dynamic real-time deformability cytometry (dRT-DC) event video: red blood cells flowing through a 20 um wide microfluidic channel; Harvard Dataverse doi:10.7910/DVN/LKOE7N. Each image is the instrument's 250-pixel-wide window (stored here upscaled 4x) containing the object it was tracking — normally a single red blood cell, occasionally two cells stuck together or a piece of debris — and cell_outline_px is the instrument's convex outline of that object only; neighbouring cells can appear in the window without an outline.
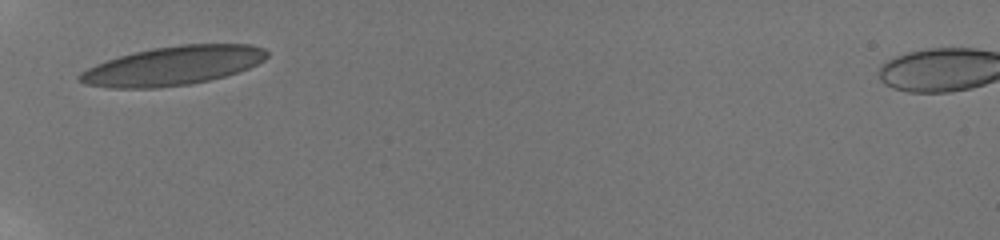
{"species": "human", "species_latin": "Homo sapiens", "temperature_condition": "room temperature", "stored_images_in_passage": 41, "camera_frame_rate_fps": 3000, "um_per_image_px": 0.085, "donor": {"sex": "male"}, "frame": {"image": 1, "passage_image": 1, "time_ms": 0.0, "image_size_px": [1000, 240], "cell_outline_px": [[268, 56], [264, 60], [248, 68], [224, 76], [192, 84], [160, 88], [108, 88], [84, 84], [76, 80], [76, 76], [80, 72], [96, 64], [120, 56], [152, 48], [180, 44], [248, 44], [264, 48], [268, 52]], "centroid_in_image_um": [14.67, 5.6], "position_along_channel_um": 70.3, "area_um2": 42.54}}
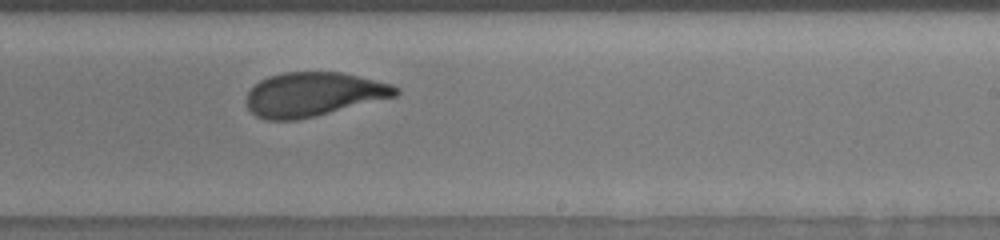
{"frame": {"image": 2, "passage_image": 19, "time_ms": 5.333, "image_size_px": [1000, 240], "cell_outline_px": [[400, 92], [396, 96], [316, 116], [296, 120], [264, 120], [256, 116], [248, 108], [244, 100], [248, 92], [260, 80], [268, 76], [284, 72], [340, 72], [392, 84], [400, 88]], "centroid_in_image_um": [26.61, 8.02], "position_along_channel_um": 262.4, "area_um2": 38.38}}
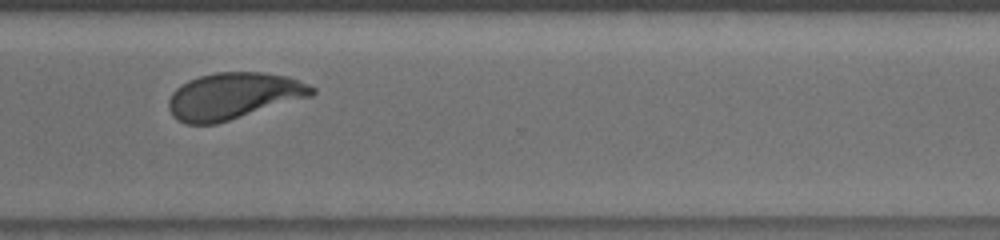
{"frame": {"image": 3, "passage_image": 29, "time_ms": 7.667, "image_size_px": [1000, 240], "cell_outline_px": [[316, 92], [312, 96], [216, 124], [188, 124], [172, 116], [168, 108], [168, 100], [172, 92], [180, 84], [188, 80], [200, 76], [216, 72], [264, 72], [288, 76], [308, 84], [316, 88]], "centroid_in_image_um": [19.84, 8.15], "position_along_channel_um": 350.8, "area_um2": 38.96}, "authors_computed_cell_mechanics": {"area_um2": 38.7838, "velocity_mm_per_s": 3.7831, "shape_relaxation_time_tau1_ms": 4.0151, "shape_relaxation_time_tau2_ms": 0.8151, "deformation_change_tau1": 0.1604, "deformation_change_tau2": 0.0587}}